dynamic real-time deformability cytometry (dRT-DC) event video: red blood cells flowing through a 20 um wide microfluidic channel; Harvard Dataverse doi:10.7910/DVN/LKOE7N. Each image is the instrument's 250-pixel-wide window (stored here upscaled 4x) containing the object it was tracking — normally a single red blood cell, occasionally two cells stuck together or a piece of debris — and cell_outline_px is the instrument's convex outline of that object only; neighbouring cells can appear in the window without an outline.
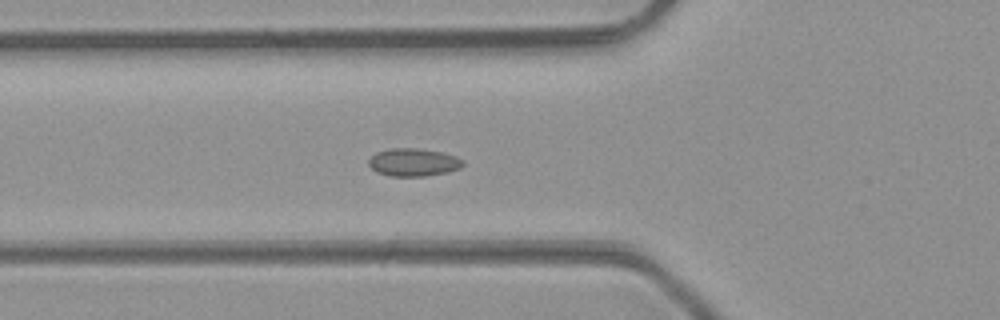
{"species": "common noctule bat (a hibernating species)", "species_latin": "Nyctalus noctula", "temperature_condition": "room temperature", "stored_images_in_passage": 34, "camera_frame_rate_fps": 3000, "um_per_image_px": 0.085, "animal": {"sex": "male", "body_mass_g": 23.1, "forearm_length_mm": 52.7}, "frame": {"image": 1, "passage_image": 3, "time_ms": 0.667, "image_size_px": [1000, 320], "cell_outline_px": [[464, 164], [460, 168], [448, 172], [424, 176], [388, 176], [376, 172], [368, 164], [368, 160], [376, 152], [392, 148], [416, 148], [444, 152], [456, 156], [464, 160]], "centroid_in_image_um": [35.15, 13.79], "position_along_channel_um": 90.6, "area_um2": 15.43}}
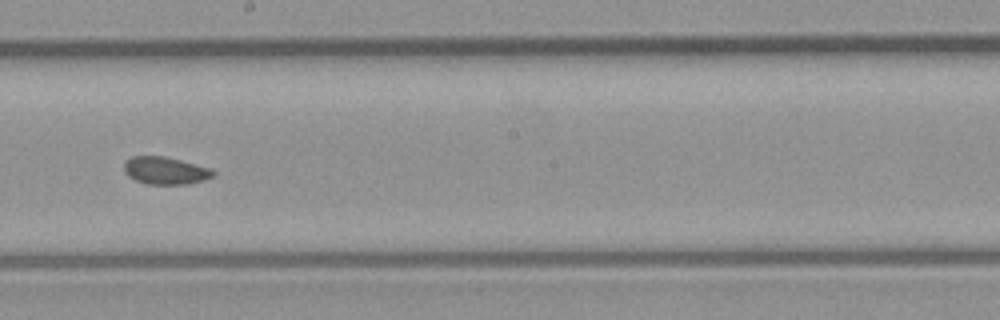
{"frame": {"image": 2, "passage_image": 13, "time_ms": 4.0, "image_size_px": [1000, 320], "cell_outline_px": [[216, 172], [212, 176], [204, 180], [188, 184], [148, 184], [136, 180], [128, 176], [124, 172], [124, 164], [132, 156], [164, 156], [212, 168]], "centroid_in_image_um": [14.07, 14.5], "position_along_channel_um": 234.1, "area_um2": 14.22}}
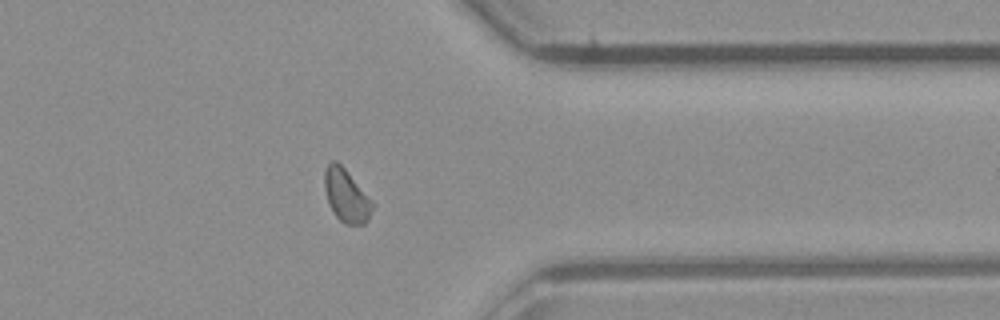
{"frame": {"image": 3, "passage_image": 24, "time_ms": 7.667, "image_size_px": [1000, 320], "cell_outline_px": [[372, 208], [368, 220], [364, 224], [344, 224], [332, 212], [328, 204], [324, 188], [324, 168], [332, 160], [336, 160], [344, 168], [372, 200]], "centroid_in_image_um": [29.39, 16.62], "position_along_channel_um": 382.0, "area_um2": 14.74}}